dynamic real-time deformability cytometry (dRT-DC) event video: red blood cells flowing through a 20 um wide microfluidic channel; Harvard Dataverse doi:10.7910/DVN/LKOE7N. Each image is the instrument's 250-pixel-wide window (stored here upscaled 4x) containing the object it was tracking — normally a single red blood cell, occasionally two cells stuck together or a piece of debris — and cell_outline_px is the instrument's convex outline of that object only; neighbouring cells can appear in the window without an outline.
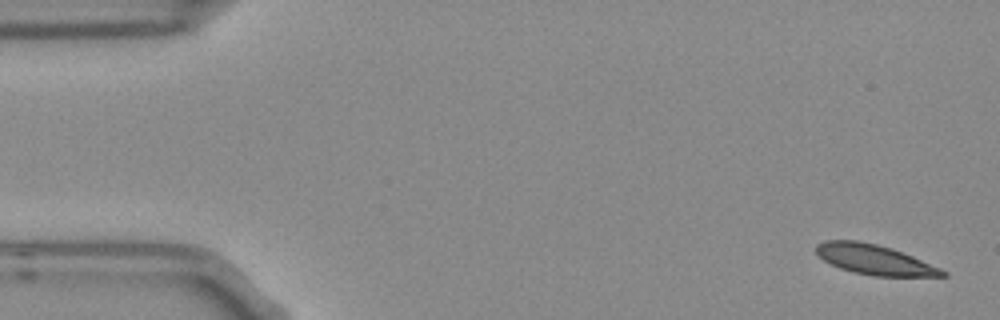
{"species": "Egyptian fruit bat (a non-hibernating species)", "species_latin": "Rousettus aegyptiacus", "temperature_condition": "room temperature", "stored_images_in_passage": 4, "camera_frame_rate_fps": 3000, "um_per_image_px": 0.085, "frame": {"image": 1, "passage_image": 1, "time_ms": 0.0, "image_size_px": [1000, 320], "cell_outline_px": [[948, 276], [872, 276], [852, 272], [840, 268], [824, 260], [816, 252], [816, 244], [828, 240], [856, 240], [876, 244], [892, 248], [912, 256], [940, 268], [948, 272]], "centroid_in_image_um": [74.33, 22.07], "position_along_channel_um": 10.7, "area_um2": 21.91}}